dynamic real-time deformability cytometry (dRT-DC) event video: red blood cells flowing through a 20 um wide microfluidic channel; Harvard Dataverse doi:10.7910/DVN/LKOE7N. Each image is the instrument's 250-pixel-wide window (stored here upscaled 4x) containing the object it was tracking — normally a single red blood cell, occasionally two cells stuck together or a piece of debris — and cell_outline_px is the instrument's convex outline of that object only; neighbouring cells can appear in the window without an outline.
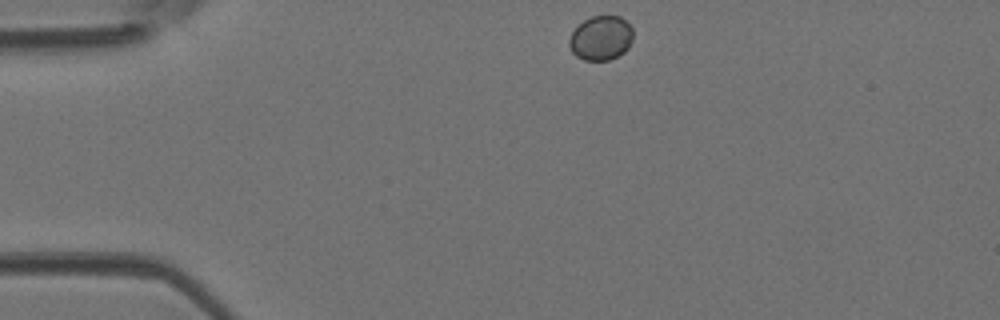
{"species": "Egyptian fruit bat (a non-hibernating species)", "species_latin": "Rousettus aegyptiacus", "temperature_condition": "room temperature", "stored_images_in_passage": 38, "camera_frame_rate_fps": 3000, "um_per_image_px": 0.085, "animal": {"sex": "female"}, "frame": {"image": 1, "passage_image": 1, "time_ms": 0.0, "image_size_px": [1000, 320], "cell_outline_px": [[632, 40], [628, 48], [624, 52], [608, 60], [584, 60], [576, 56], [572, 52], [568, 44], [568, 40], [572, 32], [584, 20], [592, 16], [620, 16], [632, 28]], "centroid_in_image_um": [51.06, 3.24], "position_along_channel_um": 33.9, "area_um2": 16.42}}
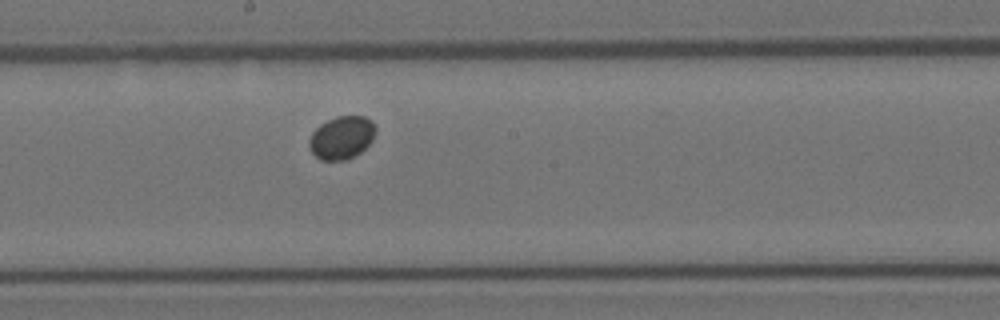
{"frame": {"image": 2, "passage_image": 17, "time_ms": 5.333, "image_size_px": [1000, 320], "cell_outline_px": [[376, 132], [372, 140], [360, 152], [348, 160], [320, 160], [308, 148], [308, 140], [312, 132], [320, 124], [336, 116], [364, 116], [372, 120], [376, 124]], "centroid_in_image_um": [29.04, 11.69], "position_along_channel_um": 219.2, "area_um2": 16.82}}
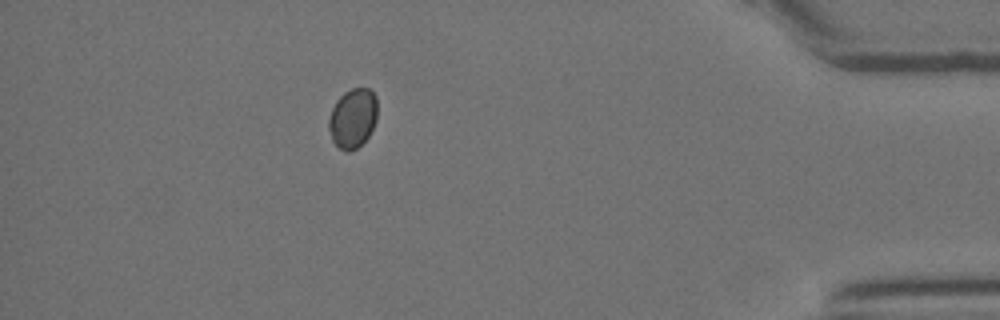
{"frame": {"image": 3, "passage_image": 33, "time_ms": 10.667, "image_size_px": [1000, 320], "cell_outline_px": [[376, 120], [368, 136], [356, 148], [348, 152], [344, 152], [332, 140], [328, 128], [328, 120], [332, 108], [336, 100], [344, 92], [352, 88], [368, 88], [376, 96]], "centroid_in_image_um": [29.96, 10.04], "position_along_channel_um": 405.2, "area_um2": 16.76}}